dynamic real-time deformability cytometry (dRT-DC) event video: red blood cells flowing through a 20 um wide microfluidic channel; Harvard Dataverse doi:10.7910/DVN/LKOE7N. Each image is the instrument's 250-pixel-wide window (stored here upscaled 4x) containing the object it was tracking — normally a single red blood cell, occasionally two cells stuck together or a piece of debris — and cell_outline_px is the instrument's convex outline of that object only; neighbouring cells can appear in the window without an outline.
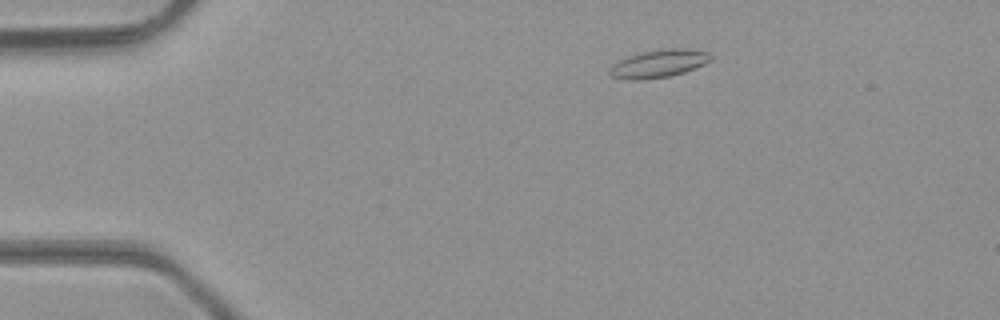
{"species": "common noctule bat (a hibernating species)", "species_latin": "Nyctalus noctula", "temperature_condition": "room temperature", "stored_images_in_passage": 45, "camera_frame_rate_fps": 3000, "um_per_image_px": 0.085, "animal": {"sex": "male", "body_mass_g": 23.1, "forearm_length_mm": 52.7}, "frame": {"image": 1, "passage_image": 6, "time_ms": 1.667, "image_size_px": [1000, 320], "cell_outline_px": [[712, 60], [696, 68], [672, 76], [636, 80], [624, 80], [608, 76], [608, 68], [612, 64], [628, 56], [644, 52], [664, 48], [688, 48], [708, 52], [712, 56]], "centroid_in_image_um": [55.97, 5.42], "position_along_channel_um": 29.0, "area_um2": 16.7}}
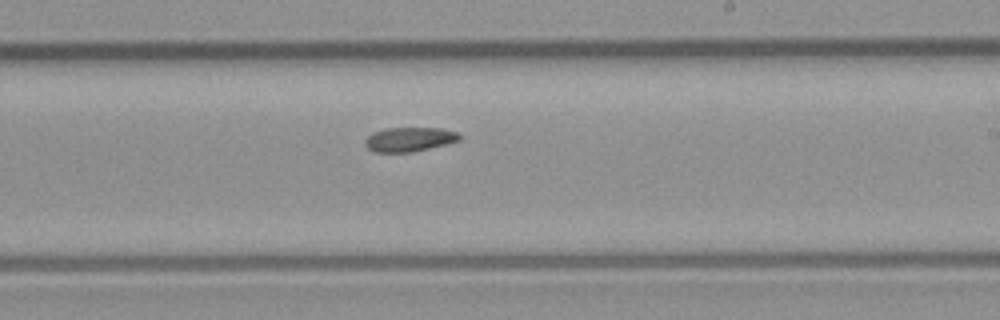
{"frame": {"image": 2, "passage_image": 26, "time_ms": 8.333, "image_size_px": [1000, 320], "cell_outline_px": [[460, 140], [412, 152], [376, 152], [368, 148], [364, 144], [364, 140], [372, 132], [384, 128], [440, 128], [456, 132], [460, 136]], "centroid_in_image_um": [34.74, 11.84], "position_along_channel_um": 254.3, "area_um2": 13.24}}
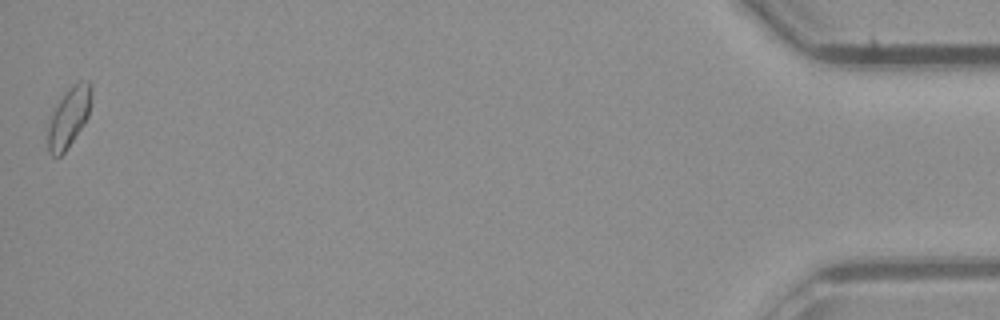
{"frame": {"image": 3, "passage_image": 45, "time_ms": 14.667, "image_size_px": [1000, 320], "cell_outline_px": [[92, 96], [88, 116], [84, 124], [64, 152], [60, 156], [52, 156], [48, 152], [48, 116], [64, 92], [72, 84], [80, 80], [88, 80], [92, 88]], "centroid_in_image_um": [5.84, 9.92], "position_along_channel_um": 429.4, "area_um2": 15.49}}